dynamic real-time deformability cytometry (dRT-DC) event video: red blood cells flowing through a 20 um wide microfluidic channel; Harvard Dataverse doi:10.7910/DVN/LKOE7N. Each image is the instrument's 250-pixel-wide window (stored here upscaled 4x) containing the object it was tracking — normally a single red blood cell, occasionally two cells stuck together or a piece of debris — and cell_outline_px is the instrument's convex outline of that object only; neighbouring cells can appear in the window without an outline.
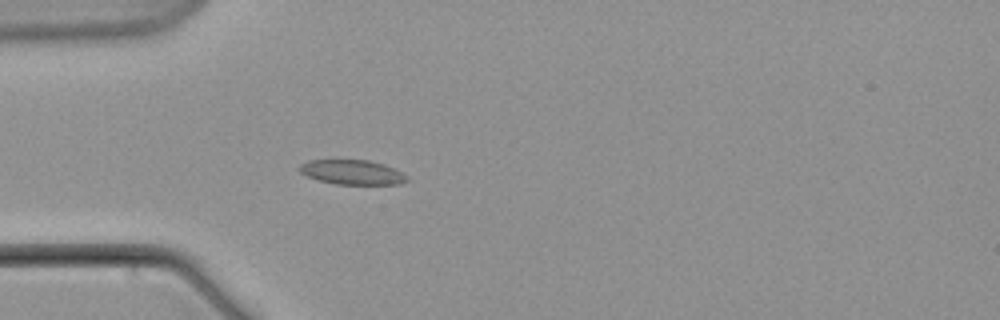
{"species": "common noctule bat (a hibernating species)", "species_latin": "Nyctalus noctula", "temperature_condition": "warm", "stored_images_in_passage": 10, "camera_frame_rate_fps": 3000, "um_per_image_px": 0.085, "animal": {"sex": "male", "body_mass_g": 21.5, "forearm_length_mm": 52.0}, "frame": {"image": 1, "passage_image": 5, "time_ms": 5.0, "image_size_px": [1000, 320], "cell_outline_px": [[408, 180], [400, 184], [336, 184], [320, 180], [308, 176], [300, 172], [296, 168], [300, 164], [308, 160], [368, 160], [384, 164], [408, 176]], "centroid_in_image_um": [29.91, 14.63], "position_along_channel_um": 55.1, "area_um2": 15.32}}
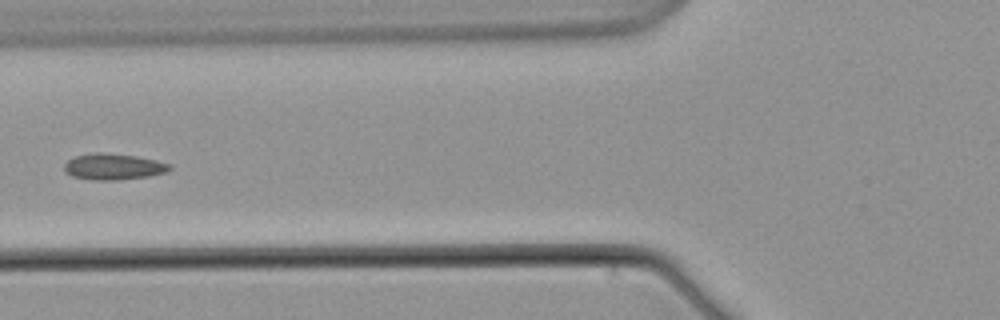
{"frame": {"image": 2, "passage_image": 7, "time_ms": 7.333, "image_size_px": [1000, 320], "cell_outline_px": [[172, 168], [164, 172], [148, 176], [120, 180], [92, 180], [72, 176], [64, 172], [64, 164], [68, 160], [76, 156], [96, 152], [100, 152], [136, 156], [156, 160], [172, 164]], "centroid_in_image_um": [9.63, 14.17], "position_along_channel_um": 116.2, "area_um2": 16.07}}